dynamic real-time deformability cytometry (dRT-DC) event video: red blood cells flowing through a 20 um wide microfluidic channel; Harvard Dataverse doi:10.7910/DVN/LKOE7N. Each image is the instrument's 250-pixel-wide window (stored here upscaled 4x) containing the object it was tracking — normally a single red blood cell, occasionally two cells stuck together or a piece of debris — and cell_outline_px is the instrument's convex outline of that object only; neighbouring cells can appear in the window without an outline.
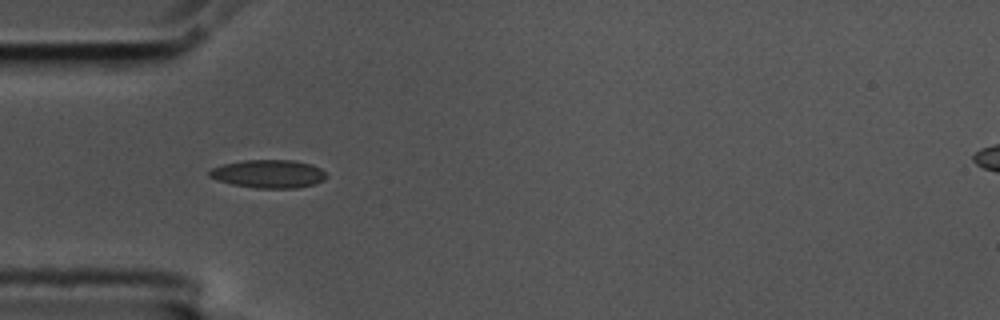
{"species": "common noctule bat (a hibernating species)", "species_latin": "Nyctalus noctula", "temperature_condition": "cold", "stored_images_in_passage": 5, "camera_frame_rate_fps": 3000, "um_per_image_px": 0.085, "animal": {"sex": "male", "body_mass_g": 17.5, "forearm_length_mm": 52.3}, "frame": {"image": 1, "passage_image": 4, "time_ms": 1.0, "image_size_px": [1000, 320], "cell_outline_px": [[328, 176], [324, 180], [316, 184], [296, 188], [256, 188], [232, 184], [216, 180], [208, 176], [208, 172], [212, 168], [224, 164], [244, 160], [292, 160], [312, 164], [320, 168]], "centroid_in_image_um": [22.84, 14.78], "position_along_channel_um": 62.2, "area_um2": 19.31}}